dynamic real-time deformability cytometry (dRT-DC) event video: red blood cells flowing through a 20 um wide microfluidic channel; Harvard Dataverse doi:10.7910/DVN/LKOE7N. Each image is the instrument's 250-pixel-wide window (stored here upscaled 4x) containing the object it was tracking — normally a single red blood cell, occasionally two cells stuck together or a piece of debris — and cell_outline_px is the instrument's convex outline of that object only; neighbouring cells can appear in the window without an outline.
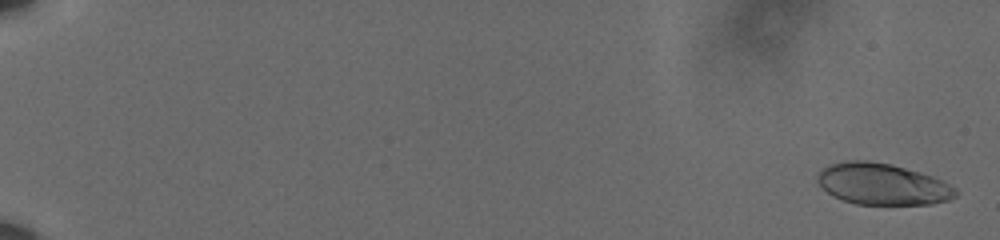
{"species": "human", "species_latin": "Homo sapiens", "temperature_condition": "cold", "stored_images_in_passage": 61, "camera_frame_rate_fps": 3000, "um_per_image_px": 0.085, "donor": {"sex": "male"}, "frame": {"image": 1, "passage_image": 2, "time_ms": 0.333, "image_size_px": [1000, 240], "cell_outline_px": [[960, 192], [956, 196], [948, 200], [932, 204], [856, 204], [832, 196], [816, 180], [816, 176], [820, 168], [828, 164], [844, 160], [868, 160], [892, 164], [920, 172], [932, 176], [956, 188]], "centroid_in_image_um": [74.98, 15.63], "position_along_channel_um": 10.0, "area_um2": 33.58}}
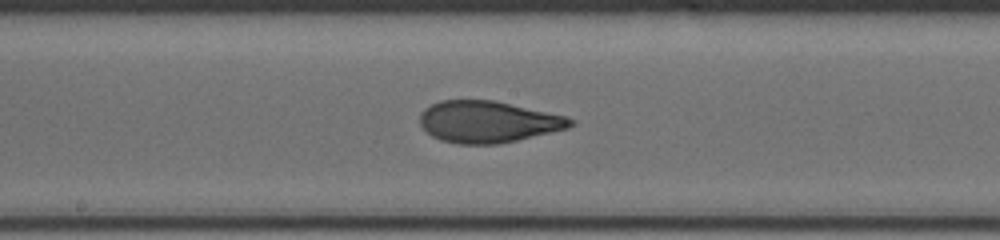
{"frame": {"image": 2, "passage_image": 36, "time_ms": 11.667, "image_size_px": [1000, 240], "cell_outline_px": [[576, 124], [568, 128], [500, 144], [456, 144], [440, 140], [432, 136], [420, 124], [420, 112], [424, 108], [440, 100], [496, 100], [568, 116], [576, 120]], "centroid_in_image_um": [41.51, 10.34], "position_along_channel_um": 206.7, "area_um2": 36.88}}
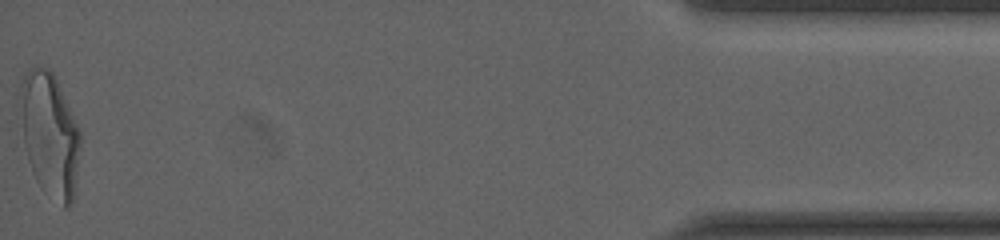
{"frame": {"image": 3, "passage_image": 61, "time_ms": 20.0, "image_size_px": [1000, 240], "cell_outline_px": [[80, 148], [72, 204], [68, 208], [64, 208], [44, 192], [40, 188], [32, 172], [28, 160], [24, 144], [20, 84], [28, 68], [36, 64], [48, 68], [52, 72], [56, 80], [80, 132]], "centroid_in_image_um": [4.22, 11.47], "position_along_channel_um": 431.0, "area_um2": 42.89}, "authors_computed_cell_mechanics": {"area_um2": 36.414, "velocity_mm_per_s": 3.6138, "shape_relaxation_time_tau1_ms": 5.7509, "shape_relaxation_time_tau2_ms": 0.9711, "deformation_change_tau1": 0.2209, "deformation_change_tau2": 0.0629}}